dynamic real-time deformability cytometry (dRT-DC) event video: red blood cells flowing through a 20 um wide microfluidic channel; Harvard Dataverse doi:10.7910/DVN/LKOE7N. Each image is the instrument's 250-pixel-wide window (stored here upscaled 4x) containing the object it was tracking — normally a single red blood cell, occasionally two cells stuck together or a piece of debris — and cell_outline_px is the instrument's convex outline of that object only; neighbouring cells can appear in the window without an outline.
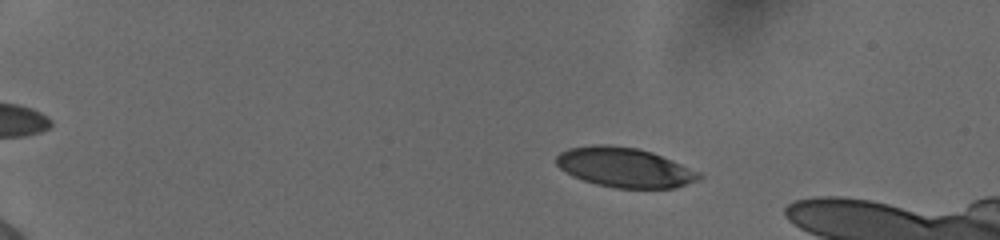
{"species": "human", "species_latin": "Homo sapiens", "temperature_condition": "cold", "stored_images_in_passage": 56, "camera_frame_rate_fps": 3000, "um_per_image_px": 0.085, "donor": {"sex": "female"}, "frame": {"image": 1, "passage_image": 12, "time_ms": 3.667, "image_size_px": [1000, 240], "cell_outline_px": [[704, 176], [696, 180], [676, 188], [616, 188], [596, 184], [572, 176], [560, 168], [556, 164], [556, 156], [560, 152], [568, 148], [592, 144], [608, 144], [636, 148], [652, 152], [672, 160], [700, 172]], "centroid_in_image_um": [53.07, 14.22], "position_along_channel_um": 31.9, "area_um2": 33.06}}
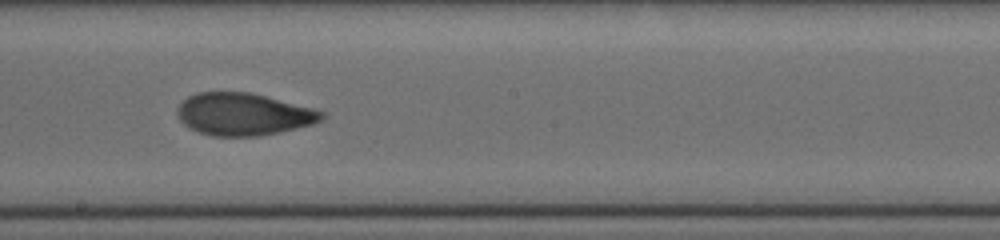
{"frame": {"image": 2, "passage_image": 35, "time_ms": 11.333, "image_size_px": [1000, 240], "cell_outline_px": [[324, 120], [312, 124], [280, 132], [260, 136], [212, 136], [188, 128], [176, 116], [176, 108], [188, 96], [196, 92], [248, 92], [312, 108], [324, 112]], "centroid_in_image_um": [20.66, 9.72], "position_along_channel_um": 227.5, "area_um2": 35.55}}
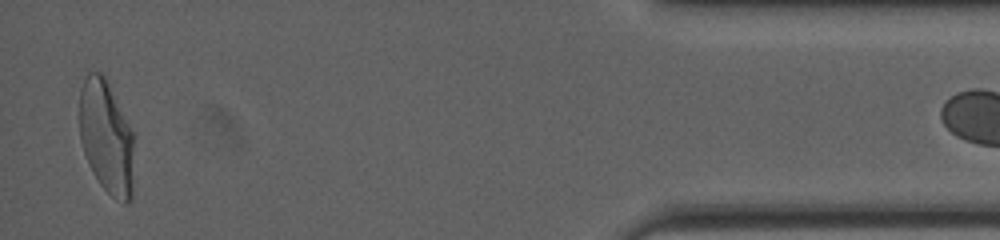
{"frame": {"image": 3, "passage_image": 55, "time_ms": 18.0, "image_size_px": [1000, 240], "cell_outline_px": [[136, 136], [132, 196], [128, 204], [124, 204], [116, 200], [100, 184], [92, 172], [88, 164], [80, 140], [80, 88], [88, 72], [100, 72], [104, 76]], "centroid_in_image_um": [9.09, 11.71], "position_along_channel_um": 426.1, "area_um2": 36.76}}